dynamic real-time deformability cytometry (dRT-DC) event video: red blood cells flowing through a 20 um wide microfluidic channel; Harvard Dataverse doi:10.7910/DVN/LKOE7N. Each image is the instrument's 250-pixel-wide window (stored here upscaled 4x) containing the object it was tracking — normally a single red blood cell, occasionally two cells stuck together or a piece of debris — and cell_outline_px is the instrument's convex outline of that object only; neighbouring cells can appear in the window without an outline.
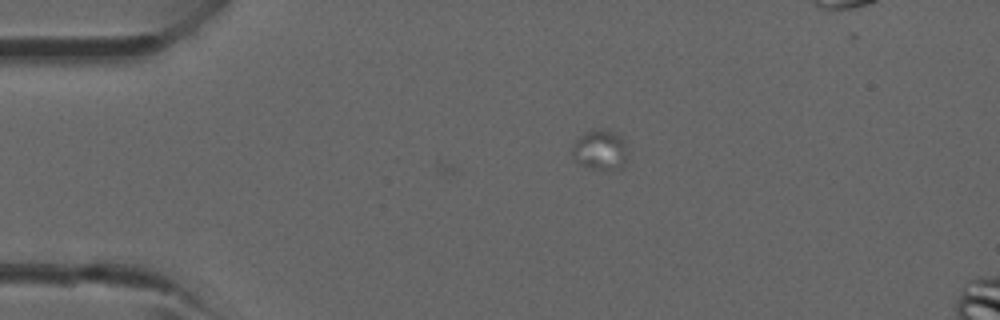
{"species": "common noctule bat (a hibernating species)", "species_latin": "Nyctalus noctula", "temperature_condition": "room temperature", "stored_images_in_passage": 5, "camera_frame_rate_fps": 3000, "um_per_image_px": 0.085, "animal": {"sex": "male", "forearm_length_mm": 52.5}, "frame": {"image": 1, "passage_image": 5, "time_ms": 4.667, "image_size_px": [1000, 320], "cell_outline_px": [[628, 164], [624, 168], [608, 172], [592, 168], [576, 160], [572, 156], [572, 148], [576, 140], [580, 136], [596, 128], [600, 128], [616, 132], [624, 140], [628, 156]], "centroid_in_image_um": [51.1, 12.78], "position_along_channel_um": 33.9, "area_um2": 13.35}}